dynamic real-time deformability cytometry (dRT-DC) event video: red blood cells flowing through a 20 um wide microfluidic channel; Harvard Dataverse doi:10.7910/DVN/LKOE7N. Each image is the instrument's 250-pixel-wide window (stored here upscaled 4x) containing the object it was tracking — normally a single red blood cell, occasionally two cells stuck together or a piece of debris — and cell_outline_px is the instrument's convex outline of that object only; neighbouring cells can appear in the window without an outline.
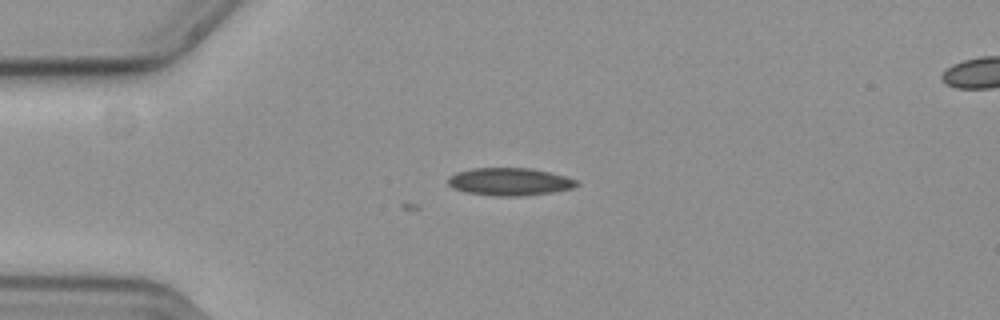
{"species": "common noctule bat (a hibernating species)", "species_latin": "Nyctalus noctula", "temperature_condition": "cold", "stored_images_in_passage": 13, "camera_frame_rate_fps": 3000, "um_per_image_px": 0.085, "animal": {"sex": "female", "body_mass_g": 19.3, "forearm_length_mm": 54.1}, "frame": {"image": 1, "passage_image": 13, "time_ms": 4.0, "image_size_px": [1000, 320], "cell_outline_px": [[580, 184], [572, 188], [552, 192], [520, 196], [496, 196], [468, 192], [456, 188], [448, 184], [448, 176], [456, 172], [472, 168], [532, 168], [564, 176], [576, 180]], "centroid_in_image_um": [43.32, 15.43], "position_along_channel_um": 41.7, "area_um2": 20.52}}